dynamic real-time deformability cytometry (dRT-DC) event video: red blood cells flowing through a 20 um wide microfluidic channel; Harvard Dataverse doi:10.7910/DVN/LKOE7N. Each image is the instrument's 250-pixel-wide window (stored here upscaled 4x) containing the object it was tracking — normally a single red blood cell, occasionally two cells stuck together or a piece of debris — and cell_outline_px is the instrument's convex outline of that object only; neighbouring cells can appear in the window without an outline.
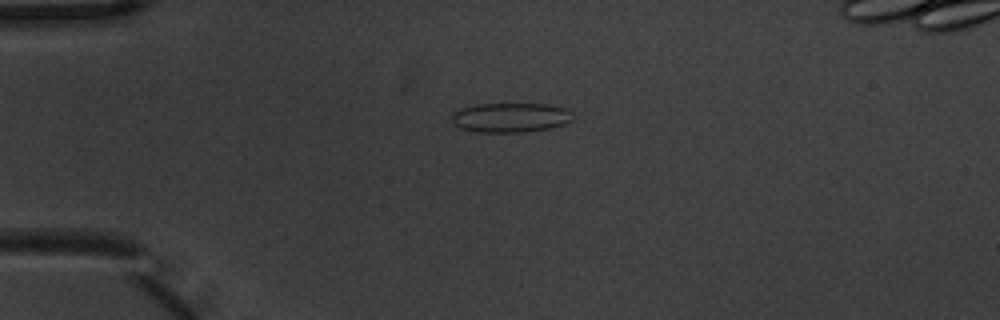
{"species": "common noctule bat (a hibernating species)", "species_latin": "Nyctalus noctula", "temperature_condition": "warm", "stored_images_in_passage": 4, "camera_frame_rate_fps": 3000, "um_per_image_px": 0.085, "animal": {"sex": "male", "body_mass_g": 20.1, "forearm_length_mm": 53.5}, "frame": {"image": 1, "passage_image": 4, "time_ms": 1.0, "image_size_px": [1000, 320], "cell_outline_px": [[576, 116], [572, 120], [564, 124], [548, 128], [520, 132], [476, 132], [460, 128], [452, 120], [452, 112], [460, 108], [476, 104], [548, 104], [564, 108], [572, 112]], "centroid_in_image_um": [43.4, 9.98], "position_along_channel_um": 41.6, "area_um2": 20.87}}